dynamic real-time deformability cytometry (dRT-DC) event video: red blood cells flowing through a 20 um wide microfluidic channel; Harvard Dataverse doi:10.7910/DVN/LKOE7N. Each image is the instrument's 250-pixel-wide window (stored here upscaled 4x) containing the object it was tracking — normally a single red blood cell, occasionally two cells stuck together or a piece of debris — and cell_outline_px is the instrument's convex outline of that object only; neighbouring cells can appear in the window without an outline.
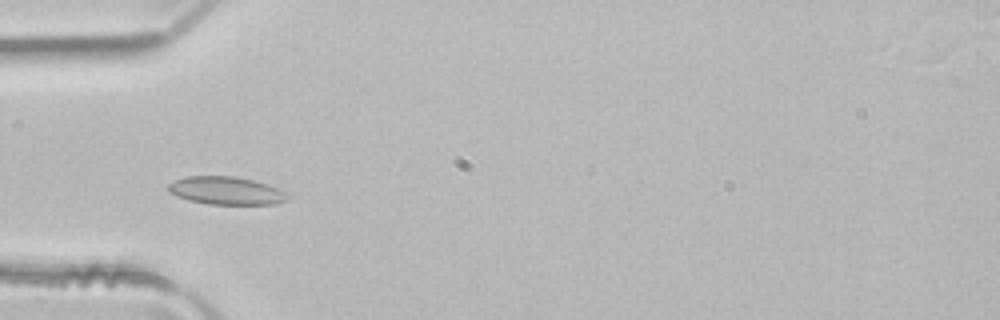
{"species": "common noctule bat (a hibernating species)", "species_latin": "Nyctalus noctula", "temperature_condition": "room temperature", "stored_images_in_passage": 3, "camera_frame_rate_fps": 3000, "um_per_image_px": 0.085, "animal": {"sex": "male", "body_mass_g": 21.5, "forearm_length_mm": 52.0}, "frame": {"image": 1, "passage_image": 2, "time_ms": 0.333, "image_size_px": [1000, 320], "cell_outline_px": [[288, 200], [276, 204], [208, 204], [188, 200], [176, 196], [168, 192], [168, 184], [184, 176], [232, 176], [252, 180], [268, 184], [284, 192], [288, 196]], "centroid_in_image_um": [19.19, 16.21], "position_along_channel_um": 65.8, "area_um2": 19.36}}
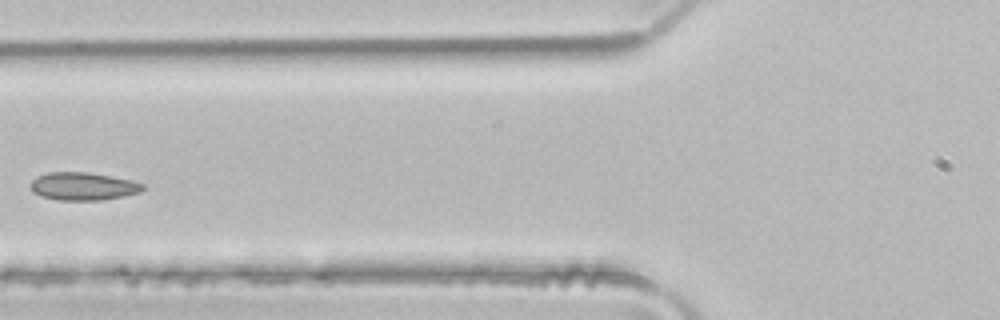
{"frame": {"image": 2, "passage_image": 3, "time_ms": 0.667, "image_size_px": [1000, 320], "cell_outline_px": [[144, 188], [140, 192], [124, 196], [104, 200], [56, 200], [40, 196], [32, 192], [32, 180], [36, 176], [48, 172], [88, 172], [112, 176], [132, 180], [144, 184]], "centroid_in_image_um": [7.07, 15.83], "position_along_channel_um": 118.7, "area_um2": 18.38}}